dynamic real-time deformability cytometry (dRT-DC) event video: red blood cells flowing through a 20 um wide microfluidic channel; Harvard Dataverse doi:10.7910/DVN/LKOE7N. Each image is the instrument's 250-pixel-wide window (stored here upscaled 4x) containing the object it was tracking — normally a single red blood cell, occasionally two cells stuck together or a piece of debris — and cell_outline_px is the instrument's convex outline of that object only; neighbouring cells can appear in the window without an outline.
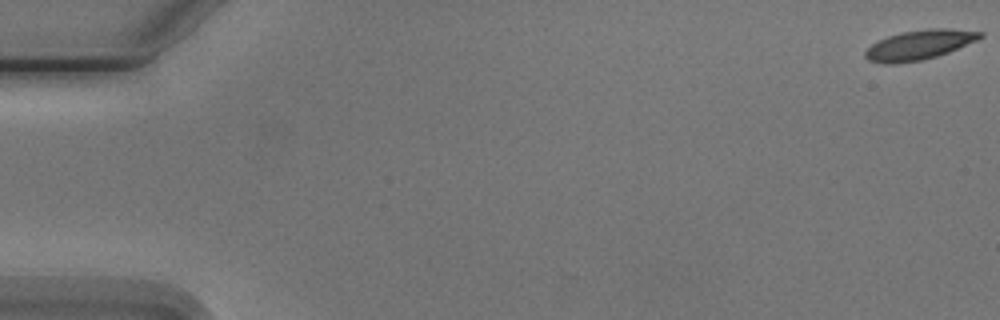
{"species": "Egyptian fruit bat (a non-hibernating species)", "species_latin": "Rousettus aegyptiacus", "temperature_condition": "cold", "stored_images_in_passage": 5, "camera_frame_rate_fps": 3000, "um_per_image_px": 0.085, "animal": {"sex": "male"}, "frame": {"image": 1, "passage_image": 1, "time_ms": 0.0, "image_size_px": [1000, 320], "cell_outline_px": [[984, 36], [976, 40], [948, 52], [936, 56], [920, 60], [896, 64], [884, 64], [868, 60], [864, 56], [864, 52], [872, 44], [888, 36], [904, 32], [928, 28], [944, 28], [984, 32]], "centroid_in_image_um": [78.12, 3.82], "position_along_channel_um": 6.9, "area_um2": 19.59}}